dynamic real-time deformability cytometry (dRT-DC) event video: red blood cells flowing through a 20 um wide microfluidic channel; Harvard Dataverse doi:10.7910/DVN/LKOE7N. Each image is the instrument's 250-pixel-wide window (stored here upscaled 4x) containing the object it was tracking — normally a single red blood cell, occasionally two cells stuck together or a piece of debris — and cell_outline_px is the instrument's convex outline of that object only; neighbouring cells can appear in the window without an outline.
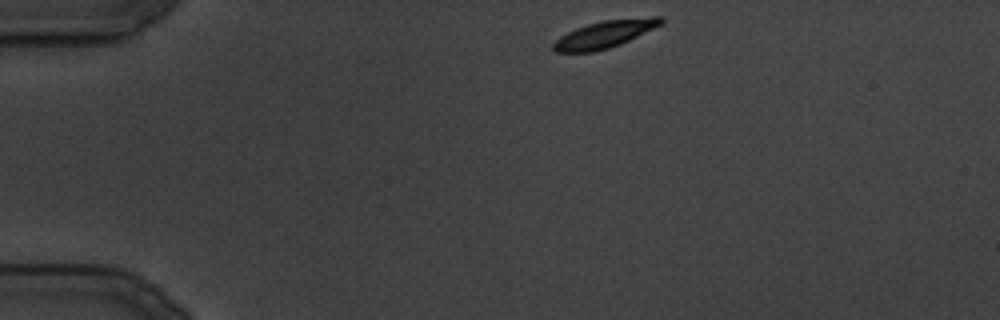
{"species": "common noctule bat (a hibernating species)", "species_latin": "Nyctalus noctula", "temperature_condition": "cold", "stored_images_in_passage": 79, "camera_frame_rate_fps": 3000, "um_per_image_px": 0.085, "animal": {"sex": "male", "body_mass_g": 19.5, "forearm_length_mm": 54.6}, "frame": {"image": 1, "passage_image": 1, "time_ms": 0.0, "image_size_px": [1000, 320], "cell_outline_px": [[664, 24], [620, 44], [608, 48], [592, 52], [556, 52], [552, 48], [552, 44], [560, 36], [576, 28], [588, 24], [604, 20], [652, 16], [664, 16]], "centroid_in_image_um": [51.45, 2.89], "position_along_channel_um": 33.5, "area_um2": 17.11}}